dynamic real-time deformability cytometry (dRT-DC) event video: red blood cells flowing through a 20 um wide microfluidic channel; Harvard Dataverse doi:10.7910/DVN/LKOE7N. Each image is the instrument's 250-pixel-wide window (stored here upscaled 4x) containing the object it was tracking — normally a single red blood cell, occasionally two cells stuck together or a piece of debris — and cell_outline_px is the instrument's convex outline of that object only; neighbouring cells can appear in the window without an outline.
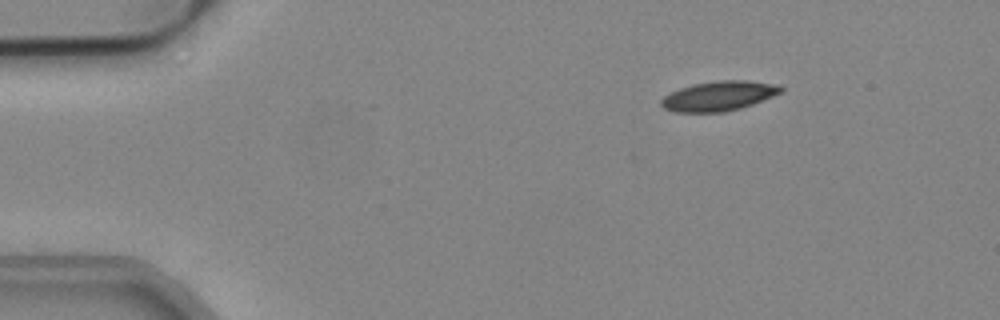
{"species": "common noctule bat (a hibernating species)", "species_latin": "Nyctalus noctula", "temperature_condition": "cold", "stored_images_in_passage": 11, "camera_frame_rate_fps": 3000, "um_per_image_px": 0.085, "animal": {"sex": "male", "body_mass_g": 19.2, "forearm_length_mm": 51.8}, "frame": {"image": 1, "passage_image": 2, "time_ms": 0.333, "image_size_px": [1000, 320], "cell_outline_px": [[784, 92], [752, 104], [740, 108], [724, 112], [676, 112], [664, 108], [660, 104], [660, 100], [664, 96], [680, 88], [692, 84], [716, 80], [748, 80], [780, 84], [784, 88]], "centroid_in_image_um": [61.14, 8.14], "position_along_channel_um": 23.9, "area_um2": 20.92}}